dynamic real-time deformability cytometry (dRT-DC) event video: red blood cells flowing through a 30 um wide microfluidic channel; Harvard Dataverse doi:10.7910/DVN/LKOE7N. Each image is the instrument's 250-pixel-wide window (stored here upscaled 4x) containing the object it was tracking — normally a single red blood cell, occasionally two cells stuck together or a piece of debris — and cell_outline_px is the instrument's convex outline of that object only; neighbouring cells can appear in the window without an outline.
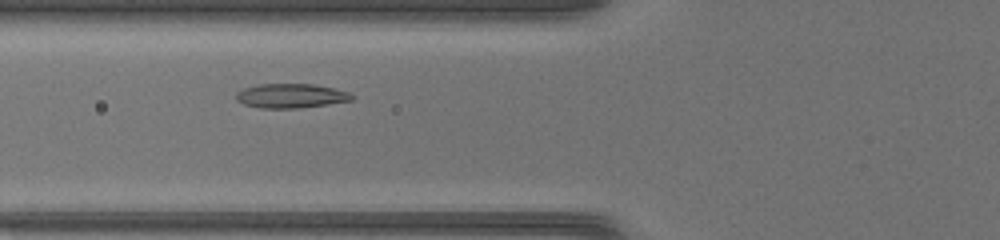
{"species": "common noctule bat (a hibernating species)", "species_latin": "Nyctalus noctula", "temperature_condition": "warm", "stored_images_in_passage": 36, "camera_frame_rate_fps": 3000, "um_per_image_px": 0.085, "animal": {"sex": "female", "body_mass_g": 17.0, "forearm_length_mm": 48.0}, "frame": {"image": 1, "passage_image": 8, "time_ms": 2.333, "image_size_px": [1000, 240], "cell_outline_px": [[356, 96], [352, 100], [296, 108], [260, 108], [244, 104], [236, 100], [236, 92], [244, 88], [260, 84], [312, 84], [336, 88], [348, 92]], "centroid_in_image_um": [24.72, 8.14], "position_along_channel_um": 101.1, "area_um2": 16.3}}
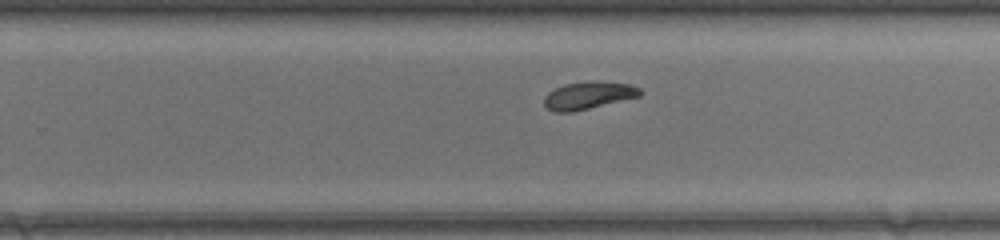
{"frame": {"image": 2, "passage_image": 20, "time_ms": 6.333, "image_size_px": [1000, 240], "cell_outline_px": [[644, 92], [640, 96], [572, 112], [556, 112], [548, 108], [544, 104], [544, 96], [548, 92], [564, 84], [628, 84], [640, 88]], "centroid_in_image_um": [49.98, 8.16], "position_along_channel_um": 279.8, "area_um2": 14.39}}
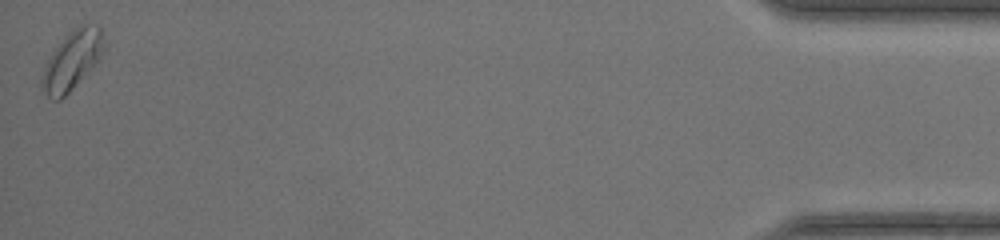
{"frame": {"image": 3, "passage_image": 36, "time_ms": 11.667, "image_size_px": [1000, 240], "cell_outline_px": [[104, 48], [100, 56], [72, 88], [60, 100], [52, 100], [44, 92], [40, 84], [40, 76], [44, 64], [52, 52], [64, 36], [68, 32], [80, 24], [96, 24], [104, 32]], "centroid_in_image_um": [6.08, 5.09], "position_along_channel_um": 429.1, "area_um2": 21.1}}